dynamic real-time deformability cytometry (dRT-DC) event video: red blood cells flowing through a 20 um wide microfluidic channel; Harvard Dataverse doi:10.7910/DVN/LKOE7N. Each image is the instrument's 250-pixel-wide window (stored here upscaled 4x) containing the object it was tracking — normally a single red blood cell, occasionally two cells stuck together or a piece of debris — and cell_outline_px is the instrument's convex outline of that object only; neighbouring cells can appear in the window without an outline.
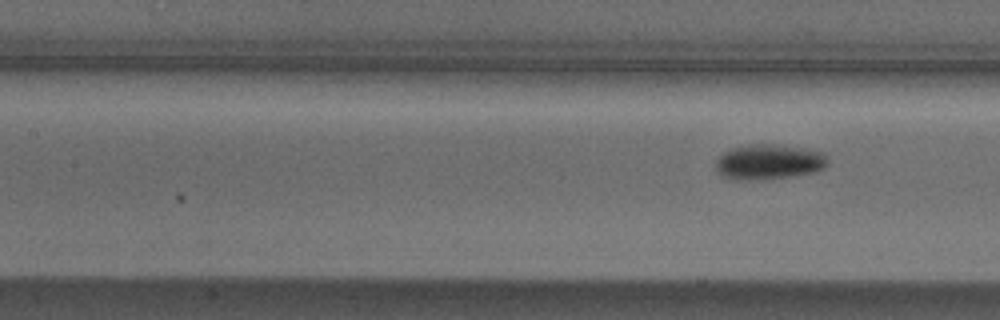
{"species": "Egyptian fruit bat (a non-hibernating species)", "species_latin": "Rousettus aegyptiacus", "temperature_condition": "cold", "stored_images_in_passage": 8, "camera_frame_rate_fps": 3000, "um_per_image_px": 0.085, "animal": {"sex": "male"}, "frame": {"image": 1, "passage_image": 8, "time_ms": 2.333, "image_size_px": [1000, 320], "cell_outline_px": [[828, 164], [824, 168], [812, 172], [788, 176], [736, 180], [724, 176], [716, 168], [716, 160], [724, 152], [732, 148], [752, 144], [768, 144], [804, 148], [824, 152], [828, 156]], "centroid_in_image_um": [65.39, 13.73], "position_along_channel_um": 142.0, "area_um2": 22.43}}